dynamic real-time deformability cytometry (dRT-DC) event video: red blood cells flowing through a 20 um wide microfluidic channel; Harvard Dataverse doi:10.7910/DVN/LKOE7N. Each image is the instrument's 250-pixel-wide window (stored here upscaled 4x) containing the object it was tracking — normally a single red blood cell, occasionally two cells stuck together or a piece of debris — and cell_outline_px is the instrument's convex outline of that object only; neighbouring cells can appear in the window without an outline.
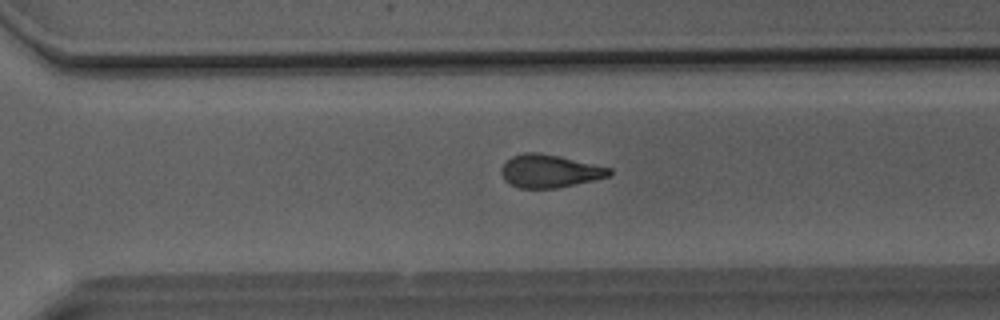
{"species": "Egyptian fruit bat (a non-hibernating species)", "species_latin": "Rousettus aegyptiacus", "temperature_condition": "room temperature", "stored_images_in_passage": 49, "camera_frame_rate_fps": 3000, "um_per_image_px": 0.085, "animal": {"sex": "male"}, "frame": {"image": 1, "passage_image": 34, "time_ms": 11.0, "image_size_px": [1000, 320], "cell_outline_px": [[612, 176], [556, 188], [520, 188], [508, 184], [504, 180], [500, 172], [500, 168], [512, 156], [524, 152], [536, 152], [560, 156], [612, 168]], "centroid_in_image_um": [46.71, 14.54], "position_along_channel_um": 323.9, "area_um2": 20.87}}
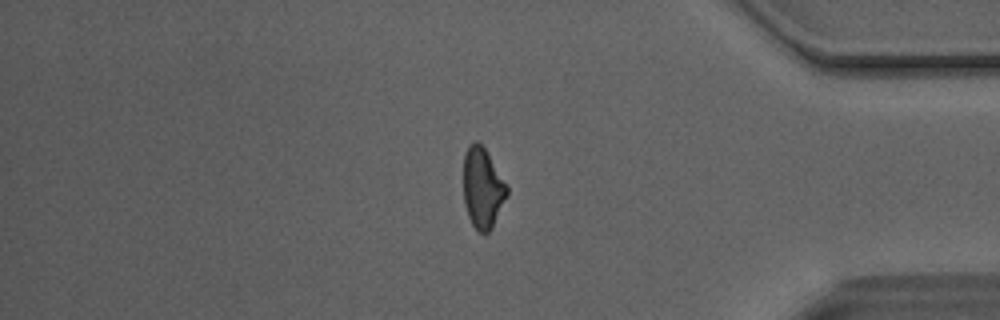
{"frame": {"image": 2, "passage_image": 41, "time_ms": 13.333, "image_size_px": [1000, 320], "cell_outline_px": [[508, 196], [492, 228], [488, 232], [480, 232], [472, 224], [468, 216], [464, 204], [464, 156], [468, 144], [476, 140], [484, 148], [508, 184]], "centroid_in_image_um": [41.04, 15.97], "position_along_channel_um": 394.2, "area_um2": 20.52}}
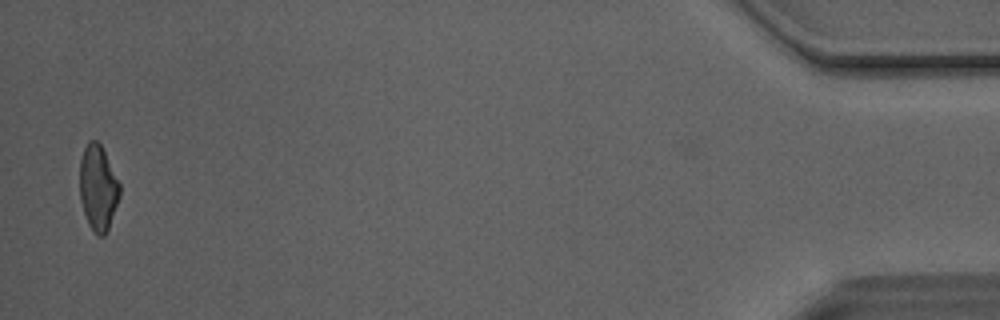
{"frame": {"image": 3, "passage_image": 48, "time_ms": 15.667, "image_size_px": [1000, 320], "cell_outline_px": [[120, 196], [108, 228], [104, 236], [96, 236], [92, 232], [88, 224], [80, 200], [80, 160], [84, 148], [88, 140], [96, 140], [100, 144], [120, 184]], "centroid_in_image_um": [8.32, 15.99], "position_along_channel_um": 426.9, "area_um2": 19.83}, "authors_computed_cell_mechanics": {"area_um2": 21.097, "velocity_mm_per_s": 4.1432, "shape_relaxation_time_tau1_ms": null, "shape_relaxation_time_tau2_ms": 4.2405, "deformation_change_tau1": null, "deformation_change_tau2": 0.1375}}